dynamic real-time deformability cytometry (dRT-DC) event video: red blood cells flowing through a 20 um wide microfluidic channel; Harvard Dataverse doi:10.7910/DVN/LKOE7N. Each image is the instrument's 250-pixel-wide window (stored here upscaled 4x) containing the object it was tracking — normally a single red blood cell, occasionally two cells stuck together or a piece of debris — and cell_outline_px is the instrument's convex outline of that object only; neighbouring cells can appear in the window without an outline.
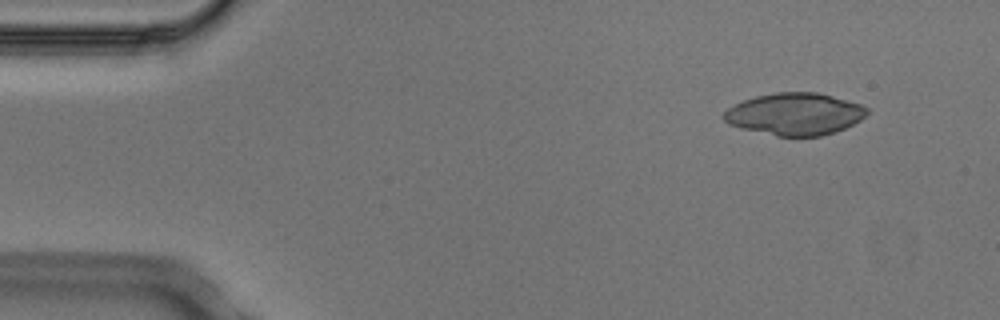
{"species": "Egyptian fruit bat (a non-hibernating species)", "species_latin": "Rousettus aegyptiacus", "temperature_condition": "cold", "stored_images_in_passage": 5, "segment_of_instrument_passage": [2, 2], "camera_frame_rate_fps": 3000, "um_per_image_px": 0.085, "animal": {"sex": "male"}, "frame": {"image": 1, "passage_image": 5, "time_ms": 1.333, "image_size_px": [1000, 320], "cell_outline_px": [[868, 112], [860, 120], [836, 132], [820, 136], [776, 136], [740, 128], [728, 124], [724, 120], [724, 112], [728, 108], [744, 100], [756, 96], [776, 92], [816, 92], [832, 96], [860, 104], [868, 108]], "centroid_in_image_um": [67.55, 9.7], "position_along_channel_um": 17.4, "area_um2": 34.97}}